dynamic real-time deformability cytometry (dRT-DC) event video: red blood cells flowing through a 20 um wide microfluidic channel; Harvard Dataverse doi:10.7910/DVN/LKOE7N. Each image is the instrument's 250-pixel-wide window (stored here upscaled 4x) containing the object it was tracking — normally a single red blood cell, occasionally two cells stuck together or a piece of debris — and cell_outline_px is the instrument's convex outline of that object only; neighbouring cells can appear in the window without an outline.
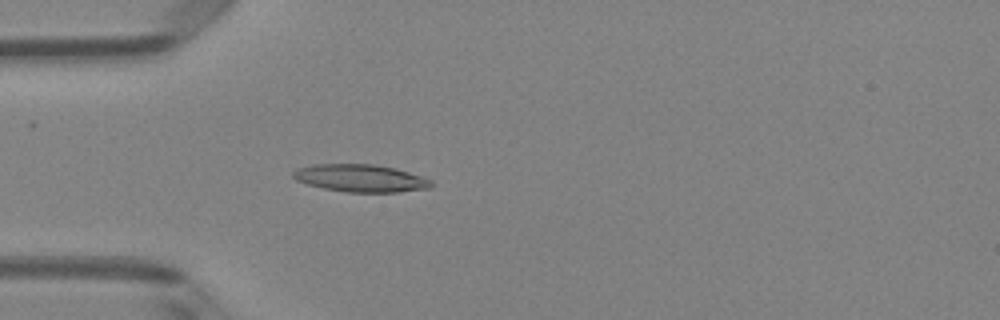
{"species": "Egyptian fruit bat (a non-hibernating species)", "species_latin": "Rousettus aegyptiacus", "temperature_condition": "room temperature", "stored_images_in_passage": 4, "camera_frame_rate_fps": 3000, "um_per_image_px": 0.085, "animal": {"sex": "female"}, "frame": {"image": 1, "passage_image": 4, "time_ms": 1.0, "image_size_px": [1000, 320], "cell_outline_px": [[432, 188], [400, 192], [344, 192], [324, 188], [308, 184], [296, 180], [292, 176], [292, 172], [296, 168], [312, 164], [376, 164], [396, 168], [432, 180]], "centroid_in_image_um": [30.65, 15.14], "position_along_channel_um": 54.4, "area_um2": 22.31}}